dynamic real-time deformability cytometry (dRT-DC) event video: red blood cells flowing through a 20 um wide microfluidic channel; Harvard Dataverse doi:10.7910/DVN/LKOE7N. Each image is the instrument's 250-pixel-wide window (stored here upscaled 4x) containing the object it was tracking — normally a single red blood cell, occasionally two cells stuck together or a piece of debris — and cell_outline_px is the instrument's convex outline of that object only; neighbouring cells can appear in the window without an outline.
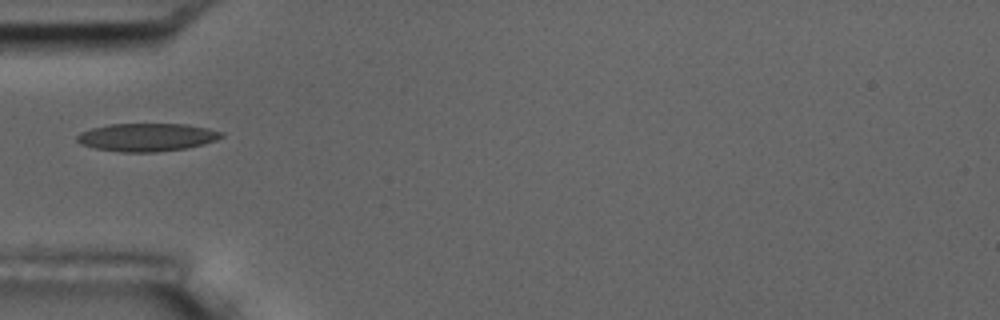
{"species": "common noctule bat (a hibernating species)", "species_latin": "Nyctalus noctula", "temperature_condition": "room temperature", "stored_images_in_passage": 6, "camera_frame_rate_fps": 3000, "um_per_image_px": 0.085, "animal": {"sex": "male", "body_mass_g": 17.5, "forearm_length_mm": 52.3}, "frame": {"image": 1, "passage_image": 6, "time_ms": 6.333, "image_size_px": [1000, 320], "cell_outline_px": [[224, 136], [216, 140], [204, 144], [184, 148], [156, 152], [124, 152], [96, 148], [80, 144], [76, 140], [76, 136], [80, 132], [92, 128], [108, 124], [188, 124], [208, 128], [224, 132]], "centroid_in_image_um": [12.5, 11.65], "position_along_channel_um": 72.5, "area_um2": 23.58}}